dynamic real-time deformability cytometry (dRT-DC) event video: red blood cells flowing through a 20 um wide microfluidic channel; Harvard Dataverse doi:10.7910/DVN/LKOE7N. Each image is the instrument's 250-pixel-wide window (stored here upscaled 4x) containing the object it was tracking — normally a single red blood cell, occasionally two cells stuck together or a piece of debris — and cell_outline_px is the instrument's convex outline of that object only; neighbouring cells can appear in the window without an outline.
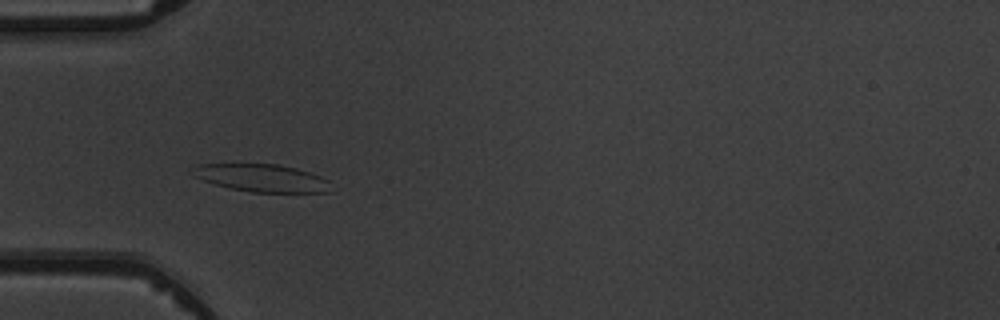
{"species": "common noctule bat (a hibernating species)", "species_latin": "Nyctalus noctula", "temperature_condition": "warm", "stored_images_in_passage": 5, "camera_frame_rate_fps": 3000, "um_per_image_px": 0.085, "animal": {"sex": "male", "body_mass_g": 19.5, "forearm_length_mm": 54.6}, "frame": {"image": 1, "passage_image": 4, "time_ms": 3.667, "image_size_px": [1000, 320], "cell_outline_px": [[332, 192], [252, 192], [228, 188], [204, 180], [188, 172], [196, 164], [280, 164], [296, 168], [320, 176], [328, 180]], "centroid_in_image_um": [22.23, 15.12], "position_along_channel_um": 62.8, "area_um2": 22.25}}